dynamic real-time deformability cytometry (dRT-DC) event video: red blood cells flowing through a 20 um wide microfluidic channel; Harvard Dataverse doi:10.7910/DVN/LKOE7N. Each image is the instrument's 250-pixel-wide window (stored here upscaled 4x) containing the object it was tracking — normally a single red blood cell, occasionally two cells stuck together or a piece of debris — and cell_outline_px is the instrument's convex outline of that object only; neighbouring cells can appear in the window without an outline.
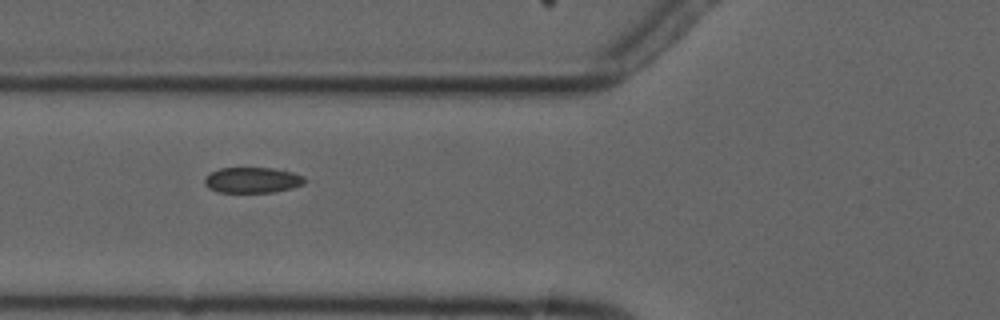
{"species": "common noctule bat (a hibernating species)", "species_latin": "Nyctalus noctula", "temperature_condition": "cold", "stored_images_in_passage": 3, "camera_frame_rate_fps": 3000, "um_per_image_px": 0.085, "animal": {"sex": "male", "forearm_length_mm": 52.5}, "frame": {"image": 1, "passage_image": 2, "time_ms": 1.0, "image_size_px": [1000, 320], "cell_outline_px": [[304, 184], [292, 188], [276, 192], [216, 192], [208, 188], [204, 184], [204, 176], [220, 168], [272, 168], [292, 172], [304, 176]], "centroid_in_image_um": [21.43, 15.31], "position_along_channel_um": 104.4, "area_um2": 15.03}}
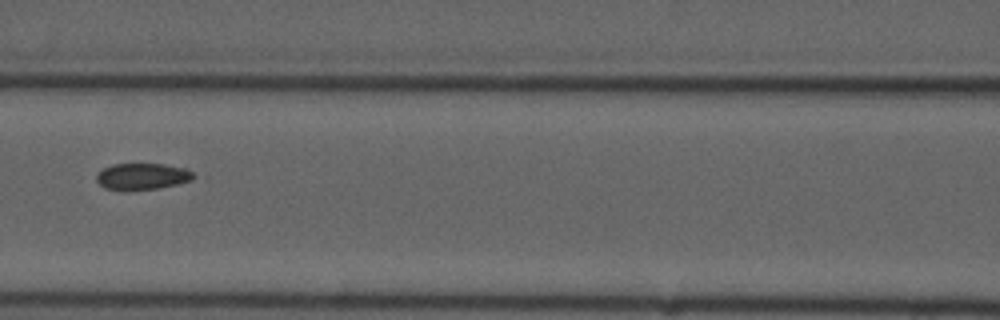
{"frame": {"image": 2, "passage_image": 3, "time_ms": 2.333, "image_size_px": [1000, 320], "cell_outline_px": [[208, 176], [176, 184], [156, 188], [104, 188], [96, 180], [96, 172], [112, 164], [164, 164], [184, 168]], "centroid_in_image_um": [12.24, 14.95], "position_along_channel_um": 154.4, "area_um2": 14.91}}